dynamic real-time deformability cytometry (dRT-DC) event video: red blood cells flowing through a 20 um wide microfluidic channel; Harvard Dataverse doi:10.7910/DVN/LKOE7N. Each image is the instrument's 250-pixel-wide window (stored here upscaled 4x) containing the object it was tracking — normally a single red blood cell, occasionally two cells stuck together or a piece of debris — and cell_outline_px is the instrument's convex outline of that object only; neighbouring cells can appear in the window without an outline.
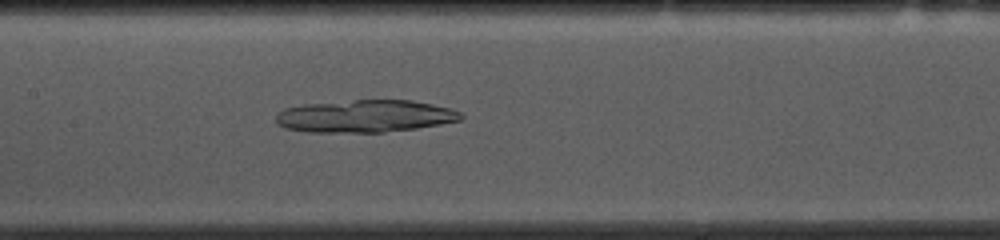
{"species": "common noctule bat (a hibernating species)", "species_latin": "Nyctalus noctula", "temperature_condition": "cold", "stored_images_in_passage": 52, "camera_frame_rate_fps": 3000, "um_per_image_px": 0.085, "animal": {"sex": "female", "body_mass_g": 10.0, "forearm_length_mm": 53.1}, "frame": {"image": 1, "passage_image": 23, "time_ms": 7.333, "image_size_px": [1000, 240], "cell_outline_px": [[464, 116], [460, 120], [440, 124], [416, 128], [384, 132], [308, 132], [284, 128], [276, 120], [276, 116], [284, 108], [304, 104], [352, 100], [412, 100], [452, 108], [460, 112]], "centroid_in_image_um": [31.05, 9.87], "position_along_channel_um": 176.4, "area_um2": 34.91}}